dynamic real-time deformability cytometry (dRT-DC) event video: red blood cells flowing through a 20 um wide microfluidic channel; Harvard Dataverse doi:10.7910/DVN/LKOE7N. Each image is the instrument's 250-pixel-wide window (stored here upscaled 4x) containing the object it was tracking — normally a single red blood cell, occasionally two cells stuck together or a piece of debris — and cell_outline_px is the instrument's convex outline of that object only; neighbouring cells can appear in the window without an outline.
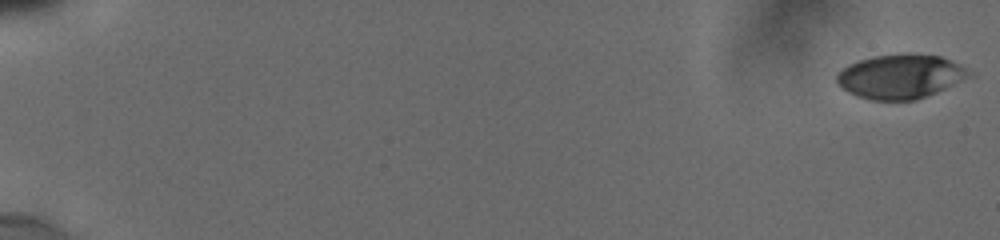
{"species": "human", "species_latin": "Homo sapiens", "temperature_condition": "cold", "stored_images_in_passage": 7, "camera_frame_rate_fps": 3000, "um_per_image_px": 0.085, "donor": {"sex": "male"}, "frame": {"image": 1, "passage_image": 1, "time_ms": 0.0, "image_size_px": [1000, 240], "cell_outline_px": [[972, 76], [936, 92], [916, 100], [868, 100], [856, 96], [848, 92], [836, 80], [836, 76], [848, 64], [872, 56], [908, 52], [940, 56], [960, 64], [968, 68], [972, 72]], "centroid_in_image_um": [76.56, 6.48], "position_along_channel_um": 8.4, "area_um2": 34.28}}